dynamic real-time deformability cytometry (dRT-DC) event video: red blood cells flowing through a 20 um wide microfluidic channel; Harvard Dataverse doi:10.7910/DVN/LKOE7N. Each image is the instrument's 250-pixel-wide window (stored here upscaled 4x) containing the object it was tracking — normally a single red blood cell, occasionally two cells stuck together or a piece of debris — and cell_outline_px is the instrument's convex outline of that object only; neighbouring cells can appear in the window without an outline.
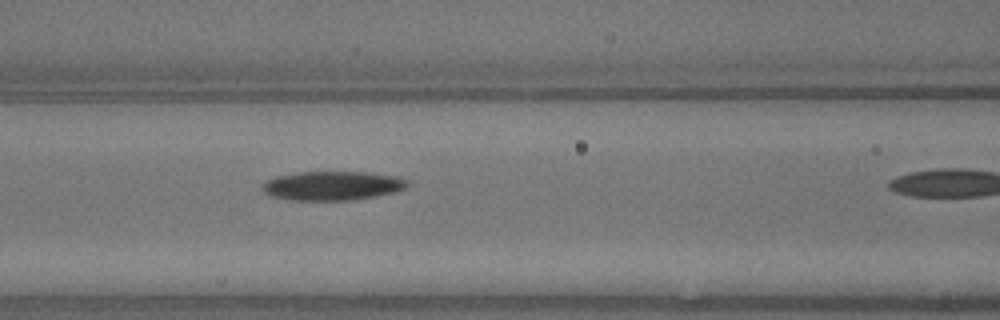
{"species": "common noctule bat (a hibernating species)", "species_latin": "Nyctalus noctula", "temperature_condition": "warm", "stored_images_in_passage": 5, "segment_of_instrument_passage": [1, 2], "camera_frame_rate_fps": 3000, "um_per_image_px": 0.085, "animal": {"sex": "male", "body_mass_g": 13.3}, "frame": {"image": 1, "passage_image": 4, "time_ms": 1.0, "image_size_px": [1000, 320], "cell_outline_px": [[408, 188], [396, 192], [352, 200], [288, 200], [268, 196], [260, 188], [260, 184], [276, 176], [296, 172], [364, 172], [400, 176], [408, 180]], "centroid_in_image_um": [28.24, 15.79], "position_along_channel_um": 138.4, "area_um2": 24.97}}